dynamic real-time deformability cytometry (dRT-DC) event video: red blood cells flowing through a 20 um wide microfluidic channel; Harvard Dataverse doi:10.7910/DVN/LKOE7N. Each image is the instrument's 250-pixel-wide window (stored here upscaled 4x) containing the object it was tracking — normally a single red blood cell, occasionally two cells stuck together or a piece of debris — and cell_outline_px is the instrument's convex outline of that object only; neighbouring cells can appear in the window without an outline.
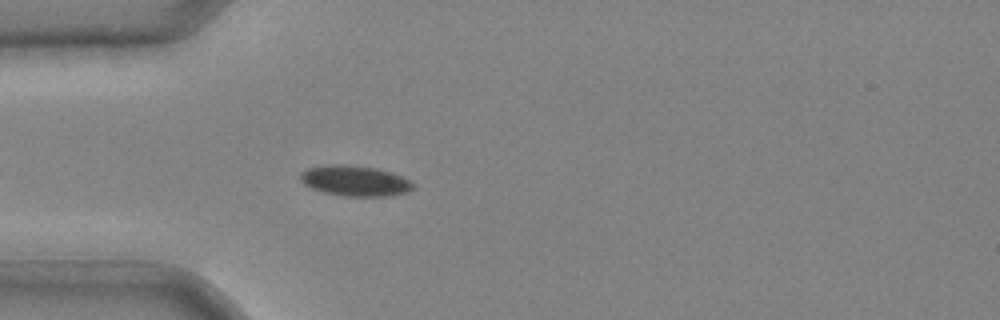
{"species": "common noctule bat (a hibernating species)", "species_latin": "Nyctalus noctula", "temperature_condition": "cold", "stored_images_in_passage": 32, "camera_frame_rate_fps": 3000, "um_per_image_px": 0.085, "animal": {"sex": "male", "body_mass_g": 20.4}, "frame": {"image": 1, "passage_image": 2, "time_ms": 0.333, "image_size_px": [1000, 320], "cell_outline_px": [[416, 184], [408, 192], [392, 196], [344, 196], [324, 192], [312, 188], [304, 184], [300, 180], [300, 172], [308, 168], [340, 164], [344, 164], [376, 168], [392, 172]], "centroid_in_image_um": [30.19, 15.38], "position_along_channel_um": 54.8, "area_um2": 19.94}}
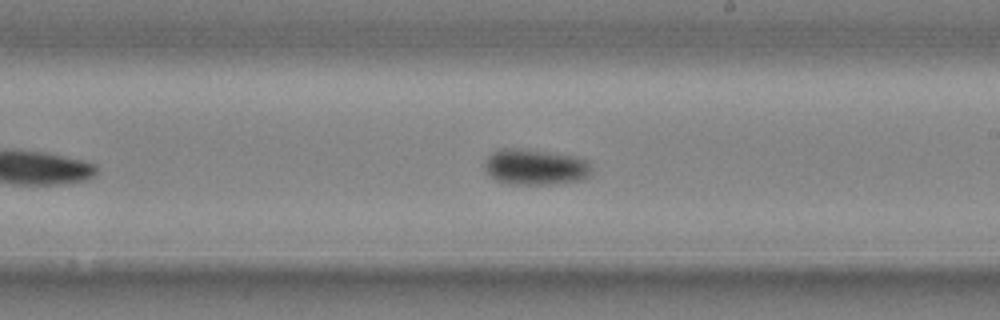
{"frame": {"image": 2, "passage_image": 15, "time_ms": 4.667, "image_size_px": [1000, 320], "cell_outline_px": [[592, 176], [584, 180], [552, 184], [508, 184], [496, 180], [488, 176], [484, 172], [484, 164], [488, 156], [492, 152], [500, 148], [524, 148], [572, 156], [588, 160], [592, 168]], "centroid_in_image_um": [45.5, 14.2], "position_along_channel_um": 243.5, "area_um2": 22.83}}
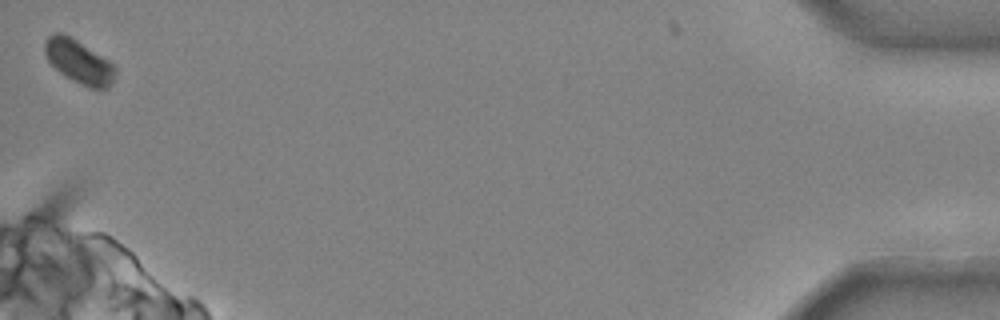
{"frame": {"image": 3, "passage_image": 32, "time_ms": 10.333, "image_size_px": [1000, 320], "cell_outline_px": [[116, 76], [108, 88], [88, 88], [72, 80], [60, 72], [48, 60], [44, 52], [44, 44], [48, 36], [52, 32], [64, 32], [108, 60], [116, 68]], "centroid_in_image_um": [6.7, 5.23], "position_along_channel_um": 428.5, "area_um2": 17.86}}